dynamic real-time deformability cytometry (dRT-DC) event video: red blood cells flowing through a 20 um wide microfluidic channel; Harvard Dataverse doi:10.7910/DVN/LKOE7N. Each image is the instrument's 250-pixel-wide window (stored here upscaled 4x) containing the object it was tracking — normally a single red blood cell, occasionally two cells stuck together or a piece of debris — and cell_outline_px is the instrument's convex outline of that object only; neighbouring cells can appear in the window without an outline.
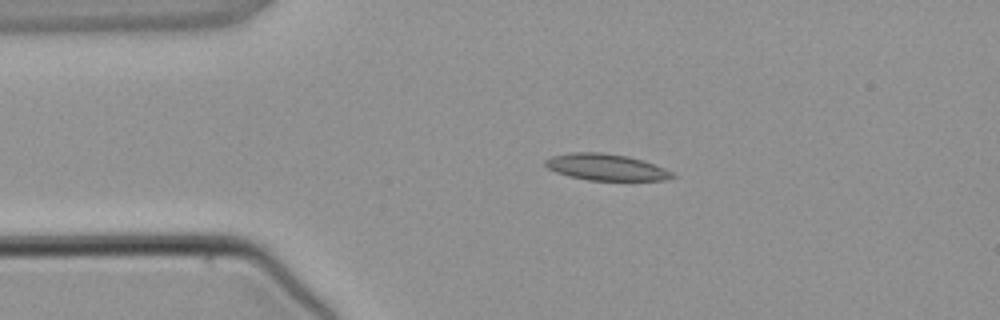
{"species": "common noctule bat (a hibernating species)", "species_latin": "Nyctalus noctula", "temperature_condition": "warm", "stored_images_in_passage": 3, "camera_frame_rate_fps": 3000, "um_per_image_px": 0.085, "animal": {"sex": "male", "body_mass_g": 21.5, "forearm_length_mm": 52.0}, "frame": {"image": 1, "passage_image": 3, "time_ms": 2.667, "image_size_px": [1000, 320], "cell_outline_px": [[676, 176], [668, 180], [588, 180], [568, 176], [556, 172], [548, 168], [544, 164], [544, 160], [552, 156], [568, 152], [600, 152], [628, 156], [664, 168], [672, 172]], "centroid_in_image_um": [51.48, 14.21], "position_along_channel_um": 33.5, "area_um2": 19.54}}